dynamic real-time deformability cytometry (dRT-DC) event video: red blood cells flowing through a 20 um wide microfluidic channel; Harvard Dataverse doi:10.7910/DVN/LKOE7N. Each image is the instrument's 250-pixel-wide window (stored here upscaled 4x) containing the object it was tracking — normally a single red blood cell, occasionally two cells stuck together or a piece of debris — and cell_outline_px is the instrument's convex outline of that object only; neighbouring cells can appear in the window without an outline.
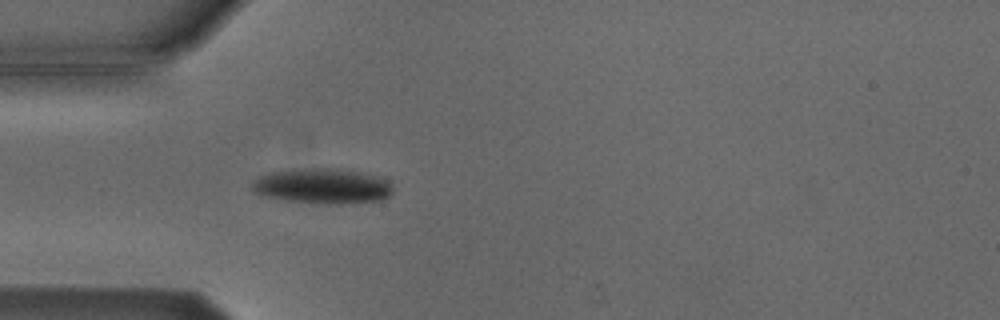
{"species": "Egyptian fruit bat (a non-hibernating species)", "species_latin": "Rousettus aegyptiacus", "temperature_condition": "cold", "stored_images_in_passage": 4, "camera_frame_rate_fps": 3000, "um_per_image_px": 0.085, "animal": {"sex": "male"}, "frame": {"image": 1, "passage_image": 4, "time_ms": 3.667, "image_size_px": [1000, 320], "cell_outline_px": [[392, 192], [388, 196], [380, 200], [352, 204], [316, 204], [260, 196], [252, 192], [252, 180], [260, 176], [272, 172], [312, 168], [336, 168], [360, 172], [388, 180], [392, 184]], "centroid_in_image_um": [27.4, 15.84], "position_along_channel_um": 57.6, "area_um2": 29.13}}